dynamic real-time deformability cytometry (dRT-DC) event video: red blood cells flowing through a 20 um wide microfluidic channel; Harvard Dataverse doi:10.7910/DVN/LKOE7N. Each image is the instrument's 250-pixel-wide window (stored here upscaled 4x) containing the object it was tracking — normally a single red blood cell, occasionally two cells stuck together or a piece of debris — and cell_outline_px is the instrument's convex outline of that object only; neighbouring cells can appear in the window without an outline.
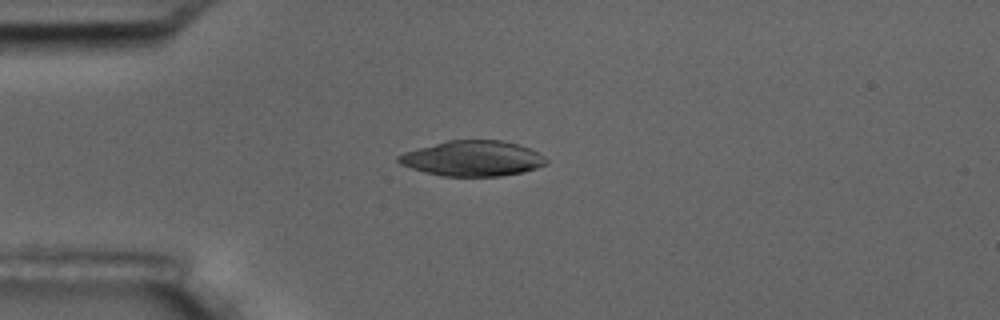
{"species": "common noctule bat (a hibernating species)", "species_latin": "Nyctalus noctula", "temperature_condition": "room temperature", "stored_images_in_passage": 10, "camera_frame_rate_fps": 3000, "um_per_image_px": 0.085, "animal": {"sex": "male", "body_mass_g": 17.5, "forearm_length_mm": 52.3}, "frame": {"image": 1, "passage_image": 4, "time_ms": 3.0, "image_size_px": [1000, 320], "cell_outline_px": [[548, 164], [524, 172], [500, 176], [444, 176], [424, 172], [400, 164], [396, 160], [396, 156], [404, 152], [448, 140], [500, 140], [520, 144], [532, 148], [540, 152], [548, 160]], "centroid_in_image_um": [40.22, 13.46], "position_along_channel_um": 44.8, "area_um2": 30.69}}
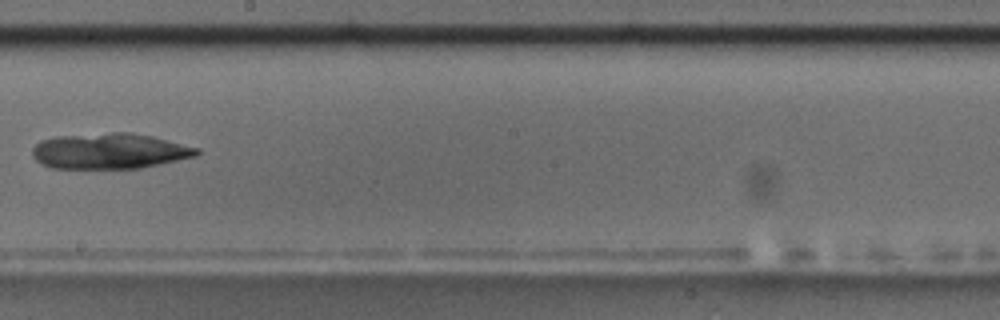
{"frame": {"image": 2, "passage_image": 9, "time_ms": 9.0, "image_size_px": [1000, 320], "cell_outline_px": [[200, 152], [196, 156], [140, 168], [52, 168], [40, 164], [32, 156], [32, 148], [40, 140], [56, 136], [112, 132], [132, 132], [152, 136], [200, 148]], "centroid_in_image_um": [9.29, 12.83], "position_along_channel_um": 238.9, "area_um2": 34.28}}